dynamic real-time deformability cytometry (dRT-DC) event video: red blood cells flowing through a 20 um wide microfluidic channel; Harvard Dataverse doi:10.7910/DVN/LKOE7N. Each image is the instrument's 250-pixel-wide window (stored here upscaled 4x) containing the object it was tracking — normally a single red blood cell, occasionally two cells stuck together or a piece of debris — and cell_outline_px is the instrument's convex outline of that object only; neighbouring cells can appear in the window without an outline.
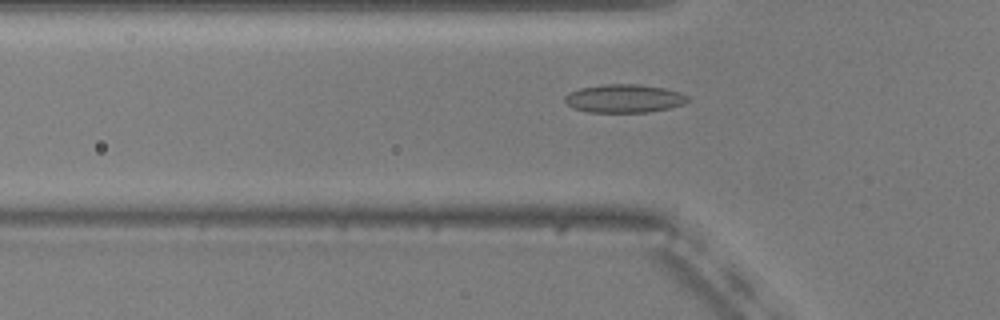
{"species": "common noctule bat (a hibernating species)", "species_latin": "Nyctalus noctula", "temperature_condition": "warm", "stored_images_in_passage": 56, "camera_frame_rate_fps": 3000, "um_per_image_px": 0.085, "animal": {"sex": "male", "body_mass_g": 20.5, "forearm_length_mm": 52.5}, "frame": {"image": 1, "passage_image": 18, "time_ms": 5.667, "image_size_px": [1000, 320], "cell_outline_px": [[688, 100], [684, 104], [668, 108], [648, 112], [588, 112], [572, 108], [564, 100], [564, 96], [568, 92], [580, 88], [604, 84], [636, 84], [664, 88], [680, 92], [688, 96]], "centroid_in_image_um": [53.02, 8.37], "position_along_channel_um": 72.8, "area_um2": 20.29}}
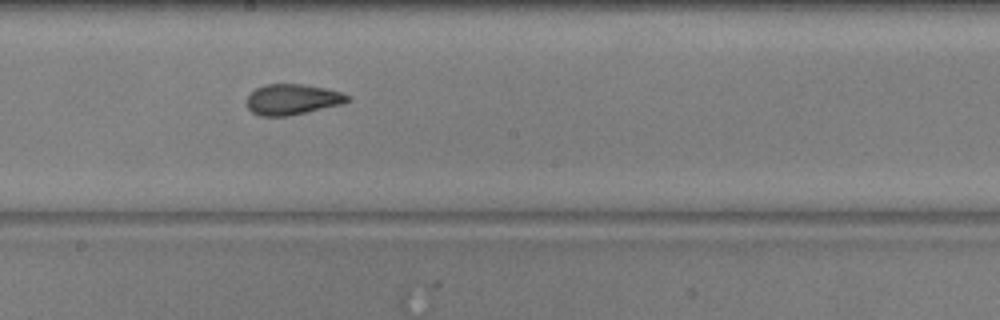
{"frame": {"image": 2, "passage_image": 30, "time_ms": 9.667, "image_size_px": [1000, 320], "cell_outline_px": [[352, 100], [344, 104], [288, 116], [260, 116], [252, 112], [248, 108], [248, 96], [256, 88], [264, 84], [304, 84], [328, 88], [344, 92], [352, 96]], "centroid_in_image_um": [24.94, 8.44], "position_along_channel_um": 223.3, "area_um2": 18.32}}
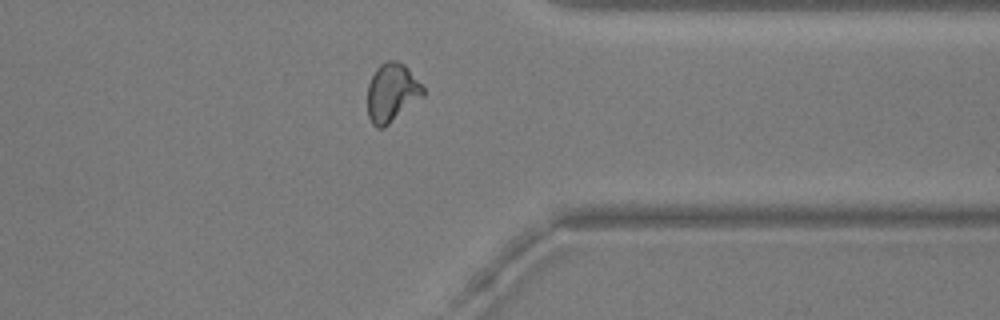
{"frame": {"image": 3, "passage_image": 43, "time_ms": 14.0, "image_size_px": [1000, 320], "cell_outline_px": [[424, 96], [384, 128], [376, 128], [372, 124], [368, 116], [368, 84], [376, 68], [380, 64], [388, 60], [396, 60], [404, 64], [408, 68], [424, 88]], "centroid_in_image_um": [33.3, 7.88], "position_along_channel_um": 378.1, "area_um2": 19.02}, "authors_computed_cell_mechanics": {"area_um2": 18.9584, "velocity_mm_per_s": 3.7369, "shape_relaxation_time_tau1_ms": 4.9405, "shape_relaxation_time_tau2_ms": 2.0191, "deformation_change_tau1": 0.1287, "deformation_change_tau2": 0.0868}}